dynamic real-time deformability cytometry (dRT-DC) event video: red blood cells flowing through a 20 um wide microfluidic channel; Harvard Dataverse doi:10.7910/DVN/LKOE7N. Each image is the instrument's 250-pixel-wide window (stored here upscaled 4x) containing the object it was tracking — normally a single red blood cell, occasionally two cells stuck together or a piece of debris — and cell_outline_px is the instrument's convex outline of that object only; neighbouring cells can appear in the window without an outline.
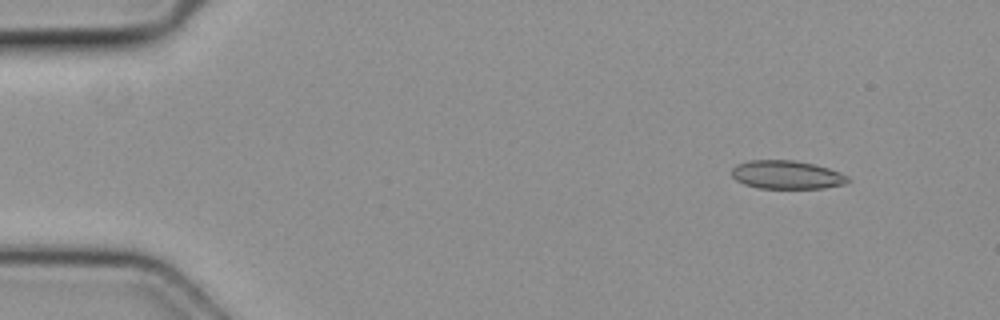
{"species": "common noctule bat (a hibernating species)", "species_latin": "Nyctalus noctula", "temperature_condition": "cold", "stored_images_in_passage": 6, "camera_frame_rate_fps": 3000, "um_per_image_px": 0.085, "animal": {"sex": "female", "body_mass_g": 19.3, "forearm_length_mm": 54.1}, "frame": {"image": 1, "passage_image": 2, "time_ms": 0.333, "image_size_px": [1000, 320], "cell_outline_px": [[852, 180], [844, 184], [824, 188], [760, 188], [744, 184], [736, 180], [732, 176], [732, 168], [736, 164], [748, 160], [792, 160], [812, 164], [828, 168], [840, 172], [848, 176]], "centroid_in_image_um": [66.87, 14.85], "position_along_channel_um": 18.1, "area_um2": 19.25}}
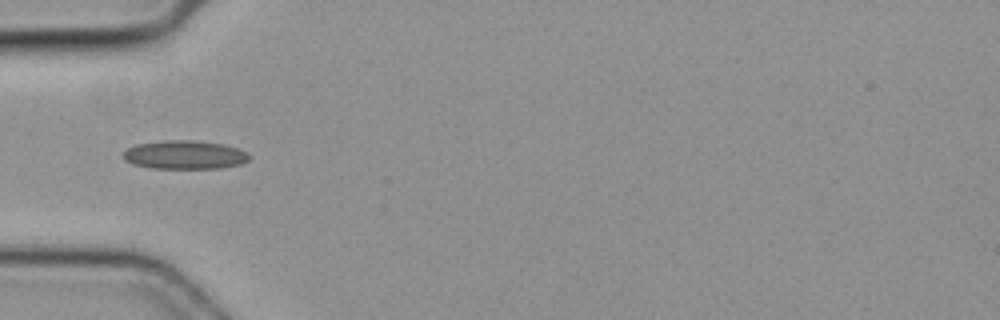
{"frame": {"image": 2, "passage_image": 5, "time_ms": 1.333, "image_size_px": [1000, 320], "cell_outline_px": [[252, 156], [248, 160], [240, 164], [220, 168], [152, 168], [132, 164], [124, 160], [120, 156], [128, 148], [136, 144], [164, 140], [192, 140], [224, 144], [248, 152]], "centroid_in_image_um": [15.68, 13.16], "position_along_channel_um": 69.3, "area_um2": 21.15}}
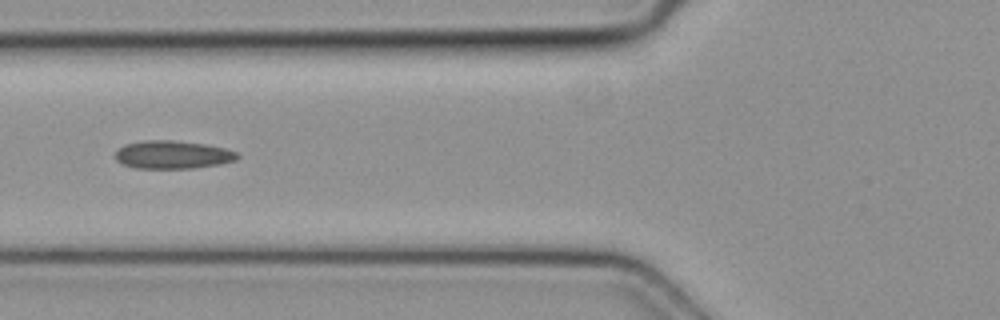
{"frame": {"image": 3, "passage_image": 6, "time_ms": 1.667, "image_size_px": [1000, 320], "cell_outline_px": [[240, 156], [236, 160], [220, 164], [192, 168], [136, 168], [124, 164], [116, 160], [116, 152], [124, 144], [144, 140], [172, 140], [204, 144], [224, 148], [236, 152]], "centroid_in_image_um": [14.68, 13.14], "position_along_channel_um": 111.1, "area_um2": 19.83}}